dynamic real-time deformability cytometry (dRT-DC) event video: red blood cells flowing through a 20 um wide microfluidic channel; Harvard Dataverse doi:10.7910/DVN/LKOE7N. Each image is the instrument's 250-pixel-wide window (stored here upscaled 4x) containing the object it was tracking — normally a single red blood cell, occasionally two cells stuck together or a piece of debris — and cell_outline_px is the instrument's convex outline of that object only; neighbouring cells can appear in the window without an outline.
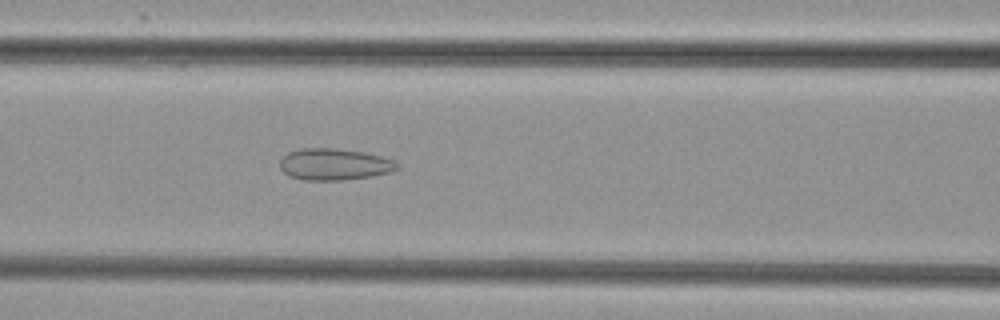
{"species": "common noctule bat (a hibernating species)", "species_latin": "Nyctalus noctula", "temperature_condition": "cold", "stored_images_in_passage": 48, "camera_frame_rate_fps": 3000, "um_per_image_px": 0.085, "animal": {"sex": "female", "body_mass_g": 29.2, "forearm_length_mm": 56.3}, "frame": {"image": 1, "passage_image": 24, "time_ms": 7.667, "image_size_px": [1000, 320], "cell_outline_px": [[400, 168], [392, 172], [344, 180], [304, 180], [288, 176], [280, 168], [280, 160], [288, 152], [300, 148], [336, 148], [364, 152], [380, 156], [392, 160]], "centroid_in_image_um": [28.38, 13.96], "position_along_channel_um": 138.2, "area_um2": 21.56}}
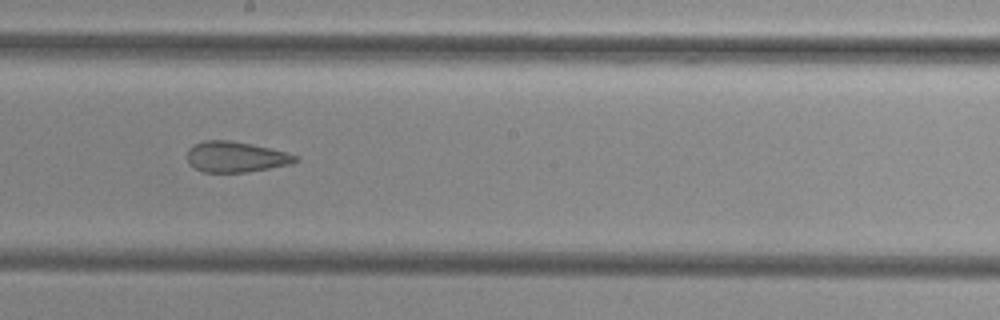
{"frame": {"image": 2, "passage_image": 31, "time_ms": 10.0, "image_size_px": [1000, 320], "cell_outline_px": [[300, 160], [292, 164], [248, 172], [204, 172], [188, 164], [188, 148], [192, 144], [204, 140], [232, 140], [288, 152], [300, 156]], "centroid_in_image_um": [20.07, 13.33], "position_along_channel_um": 228.1, "area_um2": 19.59}}
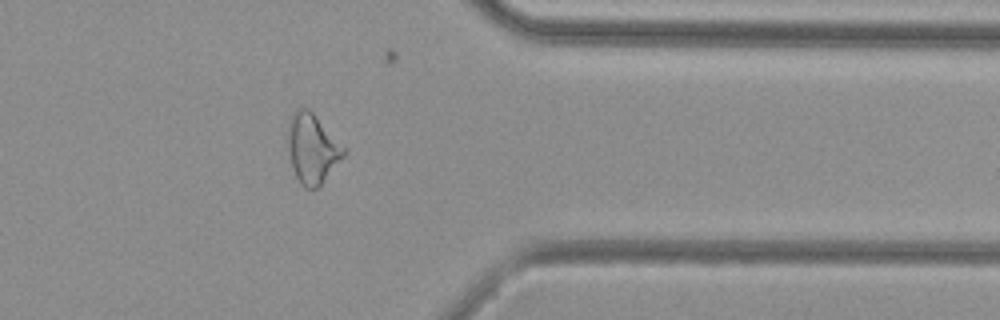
{"frame": {"image": 3, "passage_image": 44, "time_ms": 14.333, "image_size_px": [1000, 320], "cell_outline_px": [[344, 156], [320, 188], [304, 188], [300, 184], [292, 168], [288, 152], [288, 120], [292, 112], [296, 108], [308, 108], [312, 112], [344, 148]], "centroid_in_image_um": [26.5, 12.66], "position_along_channel_um": 384.9, "area_um2": 22.6}, "authors_computed_cell_mechanics": {"area_um2": 22.9755, "velocity_mm_per_s": 3.8617, "shape_relaxation_time_tau1_ms": null, "shape_relaxation_time_tau2_ms": 2.0139, "deformation_change_tau1": null, "deformation_change_tau2": 0.0983}}